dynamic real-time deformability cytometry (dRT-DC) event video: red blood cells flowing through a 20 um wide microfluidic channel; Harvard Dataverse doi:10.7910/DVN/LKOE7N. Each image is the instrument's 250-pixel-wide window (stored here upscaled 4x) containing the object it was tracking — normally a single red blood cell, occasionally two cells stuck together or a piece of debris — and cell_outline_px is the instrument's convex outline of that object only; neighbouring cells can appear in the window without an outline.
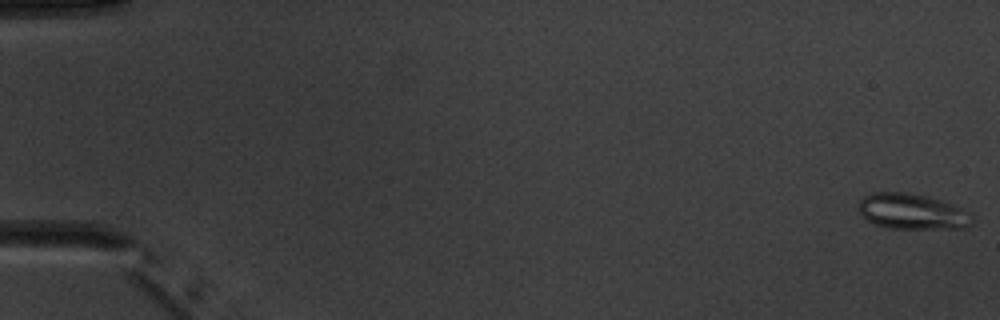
{"species": "common noctule bat (a hibernating species)", "species_latin": "Nyctalus noctula", "temperature_condition": "warm", "stored_images_in_passage": 7, "camera_frame_rate_fps": 3000, "um_per_image_px": 0.085, "animal": {"sex": "male", "body_mass_g": 20.1, "forearm_length_mm": 53.5}, "frame": {"image": 1, "passage_image": 1, "time_ms": 0.0, "image_size_px": [1000, 320], "cell_outline_px": [[972, 224], [968, 228], [888, 228], [876, 224], [868, 220], [860, 212], [860, 200], [864, 196], [872, 192], [904, 192], [924, 196], [940, 200], [952, 204], [972, 212]], "centroid_in_image_um": [77.58, 17.98], "position_along_channel_um": 7.4, "area_um2": 23.41}}
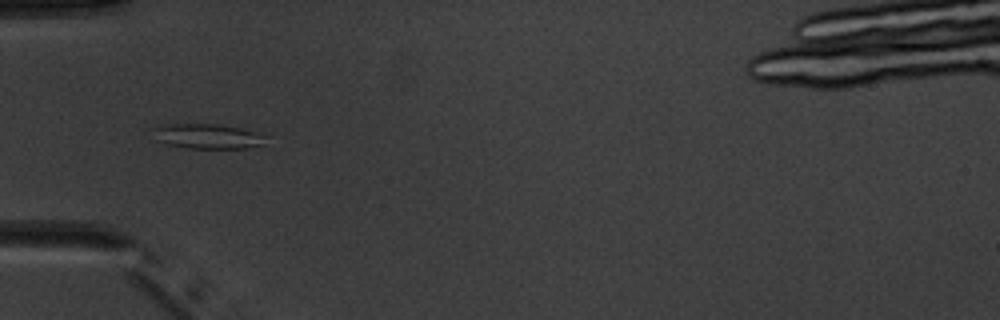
{"frame": {"image": 2, "passage_image": 5, "time_ms": 5.667, "image_size_px": [1000, 320], "cell_outline_px": [[268, 136], [264, 144], [248, 148], [188, 148], [168, 144], [156, 140], [152, 128], [168, 124], [216, 124], [240, 128]], "centroid_in_image_um": [17.66, 11.59], "position_along_channel_um": 67.3, "area_um2": 16.24}}
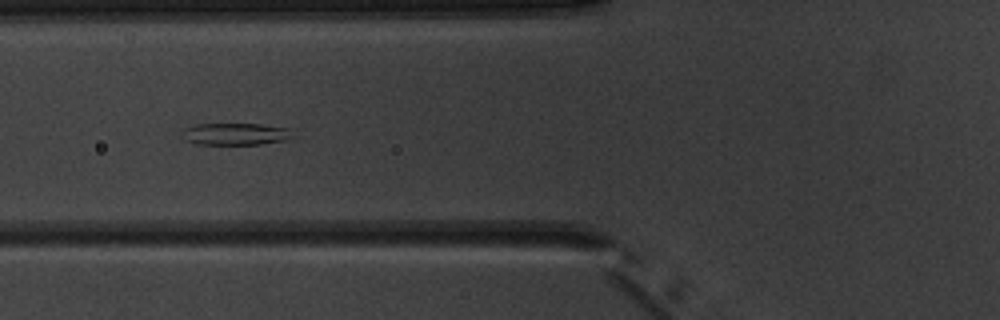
{"frame": {"image": 3, "passage_image": 6, "time_ms": 6.667, "image_size_px": [1000, 320], "cell_outline_px": [[296, 136], [284, 140], [260, 144], [196, 144], [188, 140], [184, 128], [196, 124], [260, 124], [292, 128]], "centroid_in_image_um": [20.16, 11.38], "position_along_channel_um": 105.6, "area_um2": 14.05}}